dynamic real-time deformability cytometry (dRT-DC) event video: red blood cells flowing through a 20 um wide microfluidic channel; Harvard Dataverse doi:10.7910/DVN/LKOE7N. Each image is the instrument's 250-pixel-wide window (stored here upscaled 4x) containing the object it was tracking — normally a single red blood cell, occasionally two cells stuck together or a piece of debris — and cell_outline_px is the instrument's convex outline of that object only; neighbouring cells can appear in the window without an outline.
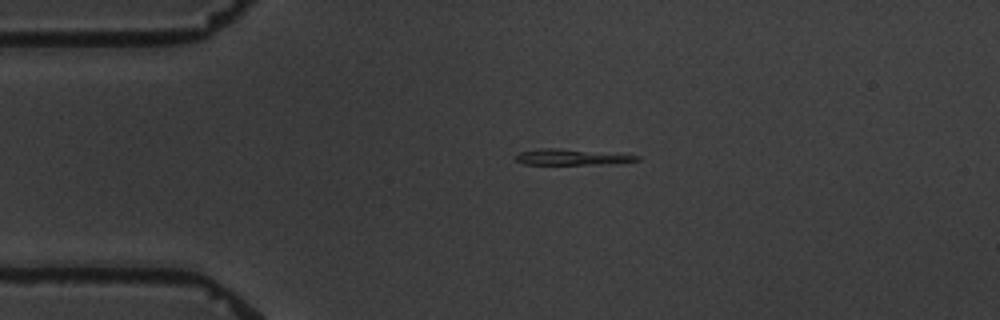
{"species": "common noctule bat (a hibernating species)", "species_latin": "Nyctalus noctula", "temperature_condition": "warm", "stored_images_in_passage": 3, "camera_frame_rate_fps": 3000, "um_per_image_px": 0.085, "animal": {"sex": "male", "body_mass_g": 19.5, "forearm_length_mm": 54.6}, "frame": {"image": 1, "passage_image": 1, "time_ms": 0.0, "image_size_px": [1000, 320], "cell_outline_px": [[640, 160], [600, 164], [524, 164], [516, 160], [516, 156], [520, 152], [540, 148], [560, 148], [640, 156]], "centroid_in_image_um": [48.52, 13.34], "position_along_channel_um": 36.5, "area_um2": 10.87}}
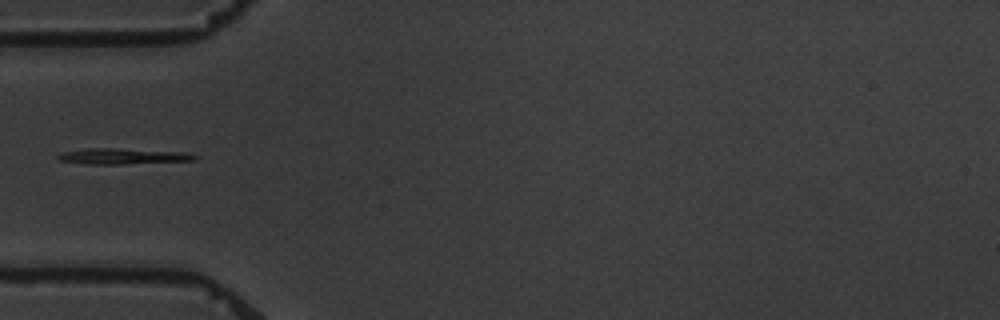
{"frame": {"image": 2, "passage_image": 3, "time_ms": 2.0, "image_size_px": [1000, 320], "cell_outline_px": [[200, 156], [196, 160], [124, 164], [84, 164], [60, 160], [56, 156], [60, 152], [88, 148], [112, 148], [184, 152]], "centroid_in_image_um": [10.43, 13.28], "position_along_channel_um": 74.6, "area_um2": 12.6}}